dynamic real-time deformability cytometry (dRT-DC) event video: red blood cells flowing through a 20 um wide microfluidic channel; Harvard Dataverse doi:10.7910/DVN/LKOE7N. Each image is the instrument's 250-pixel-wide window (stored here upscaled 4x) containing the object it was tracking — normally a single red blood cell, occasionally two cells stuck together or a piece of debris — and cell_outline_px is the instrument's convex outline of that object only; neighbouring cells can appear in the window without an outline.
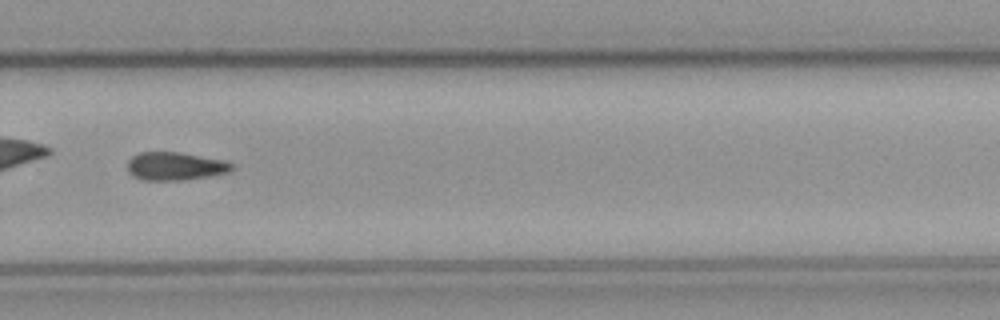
{"species": "common noctule bat (a hibernating species)", "species_latin": "Nyctalus noctula", "temperature_condition": "cold", "stored_images_in_passage": 42, "camera_frame_rate_fps": 3000, "um_per_image_px": 0.085, "animal": {"sex": "male", "body_mass_g": 23.1, "forearm_length_mm": 52.7}, "frame": {"image": 1, "passage_image": 24, "time_ms": 7.667, "image_size_px": [1000, 320], "cell_outline_px": [[236, 168], [228, 172], [208, 176], [184, 180], [140, 180], [132, 176], [128, 172], [128, 160], [132, 156], [140, 152], [180, 152], [224, 160], [232, 164]], "centroid_in_image_um": [14.87, 14.13], "position_along_channel_um": 314.9, "area_um2": 17.22}}
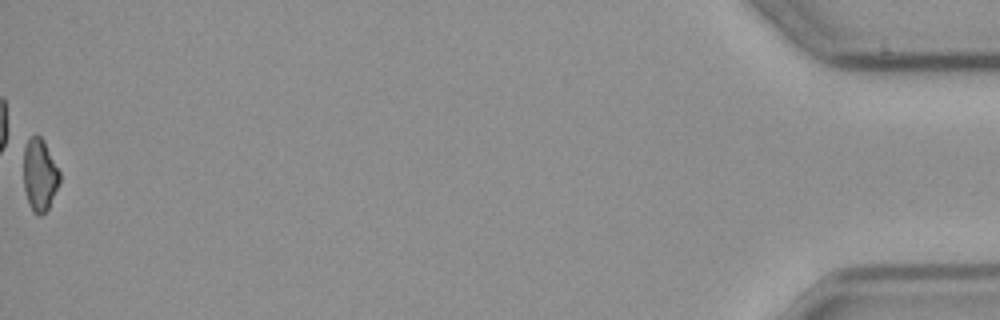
{"frame": {"image": 2, "passage_image": 42, "time_ms": 13.667, "image_size_px": [1000, 320], "cell_outline_px": [[60, 180], [48, 208], [40, 216], [36, 216], [32, 212], [28, 204], [24, 188], [24, 148], [28, 140], [32, 136], [40, 136], [44, 140], [60, 172]], "centroid_in_image_um": [3.36, 14.9], "position_along_channel_um": 431.8, "area_um2": 15.14}}